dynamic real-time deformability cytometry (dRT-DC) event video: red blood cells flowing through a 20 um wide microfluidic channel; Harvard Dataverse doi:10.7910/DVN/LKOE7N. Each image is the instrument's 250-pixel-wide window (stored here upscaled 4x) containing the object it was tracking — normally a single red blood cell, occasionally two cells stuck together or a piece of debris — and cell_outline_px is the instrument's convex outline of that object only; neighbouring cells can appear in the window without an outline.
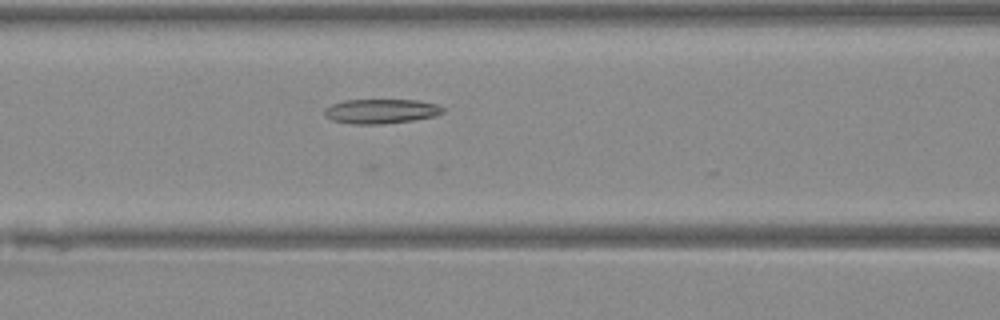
{"species": "Egyptian fruit bat (a non-hibernating species)", "species_latin": "Rousettus aegyptiacus", "temperature_condition": "warm", "stored_images_in_passage": 14, "camera_frame_rate_fps": 3000, "um_per_image_px": 0.085, "animal": {"sex": "female"}, "frame": {"image": 1, "passage_image": 9, "time_ms": 2.667, "image_size_px": [1000, 320], "cell_outline_px": [[444, 112], [432, 116], [412, 120], [380, 124], [348, 124], [332, 120], [324, 116], [324, 108], [332, 104], [344, 100], [420, 100], [436, 104], [444, 108]], "centroid_in_image_um": [32.33, 9.45], "position_along_channel_um": 134.3, "area_um2": 16.94}}
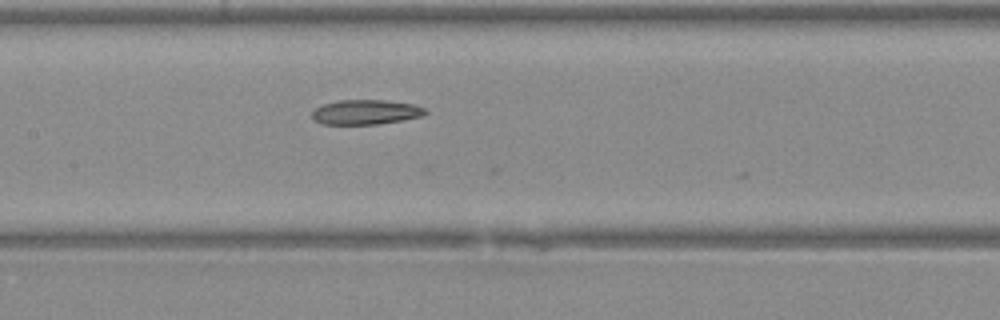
{"frame": {"image": 2, "passage_image": 12, "time_ms": 3.667, "image_size_px": [1000, 320], "cell_outline_px": [[428, 112], [420, 116], [400, 120], [376, 124], [320, 124], [312, 120], [312, 112], [316, 108], [324, 104], [336, 100], [384, 100], [412, 104], [424, 108]], "centroid_in_image_um": [31.02, 9.53], "position_along_channel_um": 176.4, "area_um2": 16.18}}